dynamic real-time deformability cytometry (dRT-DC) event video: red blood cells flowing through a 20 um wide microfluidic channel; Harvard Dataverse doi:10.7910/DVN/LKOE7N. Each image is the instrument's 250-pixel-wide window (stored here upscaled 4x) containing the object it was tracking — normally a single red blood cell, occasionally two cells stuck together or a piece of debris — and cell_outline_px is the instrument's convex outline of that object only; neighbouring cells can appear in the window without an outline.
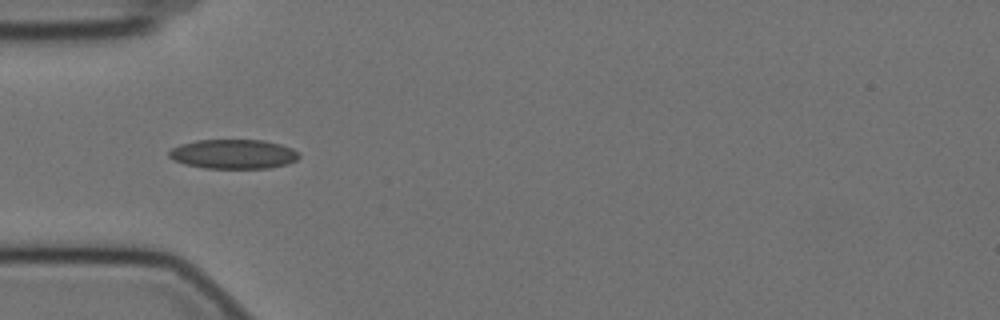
{"species": "Egyptian fruit bat (a non-hibernating species)", "species_latin": "Rousettus aegyptiacus", "temperature_condition": "cold", "stored_images_in_passage": 41, "camera_frame_rate_fps": 3000, "um_per_image_px": 0.085, "animal": {"sex": "female"}, "frame": {"image": 1, "passage_image": 1, "time_ms": 0.0, "image_size_px": [1000, 320], "cell_outline_px": [[300, 156], [296, 160], [288, 164], [268, 168], [204, 168], [184, 164], [172, 160], [168, 156], [168, 152], [172, 148], [180, 144], [196, 140], [264, 140], [280, 144], [292, 148], [300, 152]], "centroid_in_image_um": [19.83, 13.09], "position_along_channel_um": 65.2, "area_um2": 22.48}}
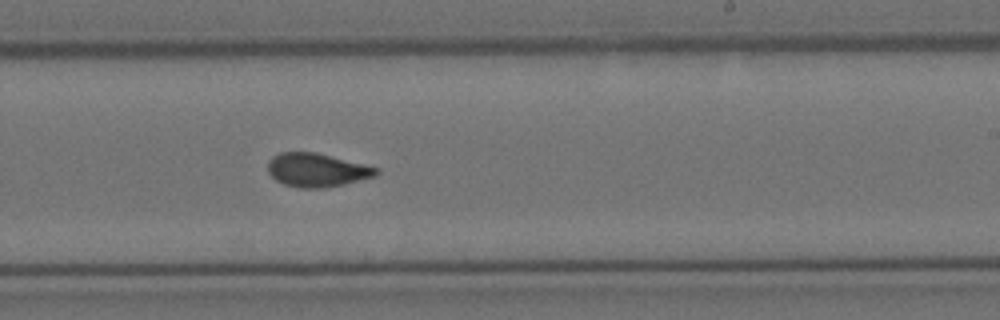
{"frame": {"image": 2, "passage_image": 18, "time_ms": 5.667, "image_size_px": [1000, 320], "cell_outline_px": [[380, 172], [376, 176], [344, 184], [324, 188], [300, 188], [284, 184], [276, 180], [268, 172], [268, 160], [272, 156], [280, 152], [316, 152], [380, 168]], "centroid_in_image_um": [26.94, 14.45], "position_along_channel_um": 262.1, "area_um2": 21.33}}
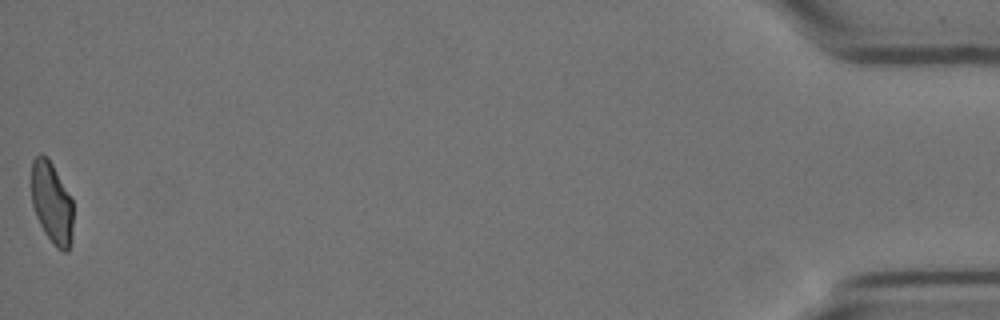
{"frame": {"image": 3, "passage_image": 41, "time_ms": 13.333, "image_size_px": [1000, 320], "cell_outline_px": [[72, 240], [68, 252], [64, 252], [56, 248], [44, 232], [36, 216], [32, 204], [32, 160], [40, 152], [48, 156], [72, 200]], "centroid_in_image_um": [4.4, 17.25], "position_along_channel_um": 430.8, "area_um2": 19.88}, "authors_computed_cell_mechanics": {"area_um2": 21.1548, "velocity_mm_per_s": 3.478, "shape_relaxation_time_tau1_ms": 9.3276, "shape_relaxation_time_tau2_ms": 1.3741, "deformation_change_tau1": 0.1872, "deformation_change_tau2": 0.0666}}